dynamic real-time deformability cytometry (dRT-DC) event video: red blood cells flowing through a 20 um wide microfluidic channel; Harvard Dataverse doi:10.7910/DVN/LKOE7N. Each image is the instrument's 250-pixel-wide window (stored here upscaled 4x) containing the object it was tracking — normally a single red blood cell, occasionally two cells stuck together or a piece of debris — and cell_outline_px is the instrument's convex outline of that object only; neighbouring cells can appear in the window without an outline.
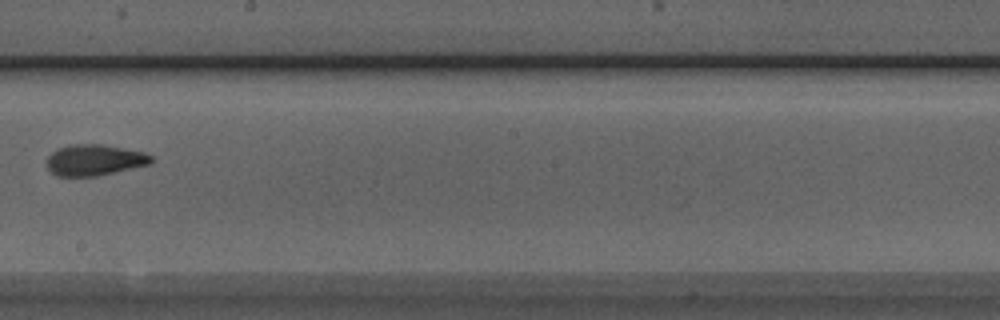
{"species": "Egyptian fruit bat (a non-hibernating species)", "species_latin": "Rousettus aegyptiacus", "temperature_condition": "room temperature", "stored_images_in_passage": 5, "camera_frame_rate_fps": 3000, "um_per_image_px": 0.085, "animal": {"sex": "male"}, "frame": {"image": 1, "passage_image": 5, "time_ms": 1.333, "image_size_px": [1000, 320], "cell_outline_px": [[152, 160], [148, 164], [96, 176], [56, 176], [48, 168], [48, 156], [52, 152], [60, 148], [72, 144], [104, 144], [144, 152], [152, 156]], "centroid_in_image_um": [8.02, 13.59], "position_along_channel_um": 240.2, "area_um2": 18.61}}